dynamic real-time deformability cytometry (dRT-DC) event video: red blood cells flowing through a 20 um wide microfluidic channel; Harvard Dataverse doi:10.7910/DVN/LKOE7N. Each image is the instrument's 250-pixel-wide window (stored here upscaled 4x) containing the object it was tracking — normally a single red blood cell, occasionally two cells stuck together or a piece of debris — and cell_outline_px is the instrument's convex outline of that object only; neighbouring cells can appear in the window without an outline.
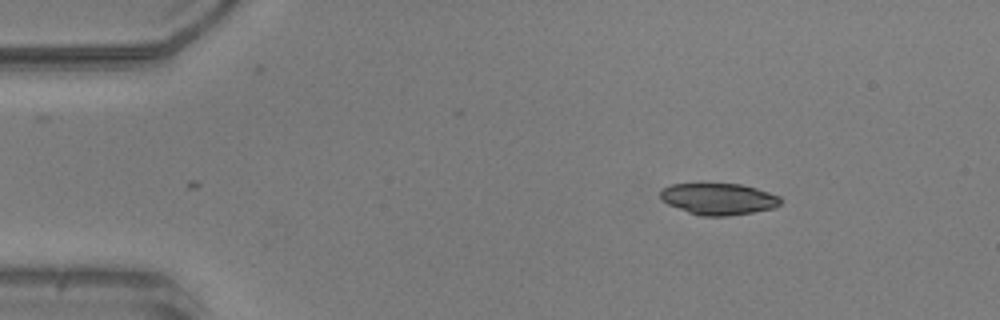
{"species": "common noctule bat (a hibernating species)", "species_latin": "Nyctalus noctula", "temperature_condition": "warm", "stored_images_in_passage": 3, "camera_frame_rate_fps": 3000, "um_per_image_px": 0.085, "animal": {"sex": "male", "body_mass_g": 20.5, "forearm_length_mm": 52.5}, "frame": {"image": 1, "passage_image": 3, "time_ms": 0.667, "image_size_px": [1000, 320], "cell_outline_px": [[780, 204], [776, 208], [728, 216], [700, 216], [688, 212], [668, 204], [660, 200], [660, 188], [672, 184], [740, 184], [756, 188], [780, 196]], "centroid_in_image_um": [61.05, 16.91], "position_along_channel_um": 23.9, "area_um2": 22.14}}